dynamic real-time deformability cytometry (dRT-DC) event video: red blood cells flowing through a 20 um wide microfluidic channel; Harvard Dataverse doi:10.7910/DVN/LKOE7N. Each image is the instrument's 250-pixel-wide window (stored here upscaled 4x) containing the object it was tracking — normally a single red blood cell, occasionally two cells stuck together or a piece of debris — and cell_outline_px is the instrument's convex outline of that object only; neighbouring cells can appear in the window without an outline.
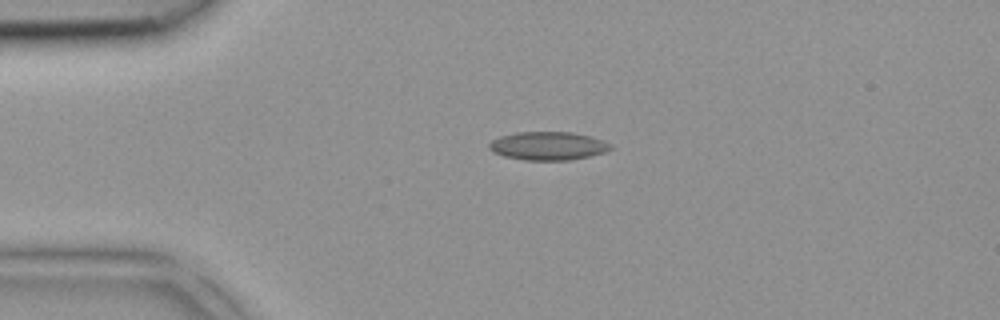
{"species": "common noctule bat (a hibernating species)", "species_latin": "Nyctalus noctula", "temperature_condition": "room temperature", "stored_images_in_passage": 4, "camera_frame_rate_fps": 3000, "um_per_image_px": 0.085, "animal": {"sex": "female", "body_mass_g": 18.4}, "frame": {"image": 1, "passage_image": 2, "time_ms": 0.333, "image_size_px": [1000, 320], "cell_outline_px": [[612, 148], [604, 152], [588, 156], [568, 160], [524, 160], [504, 156], [492, 152], [488, 148], [488, 144], [492, 140], [500, 136], [516, 132], [572, 132], [592, 136], [604, 140], [612, 144]], "centroid_in_image_um": [46.57, 12.39], "position_along_channel_um": 38.4, "area_um2": 20.17}}
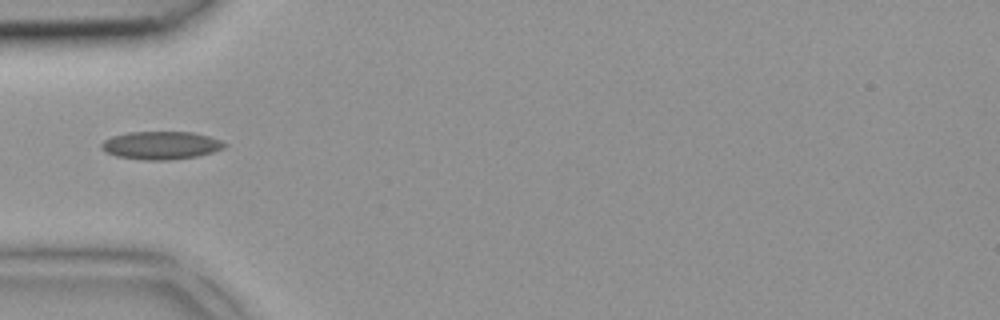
{"frame": {"image": 2, "passage_image": 3, "time_ms": 0.667, "image_size_px": [1000, 320], "cell_outline_px": [[228, 144], [224, 148], [212, 152], [196, 156], [168, 160], [144, 160], [116, 156], [100, 148], [100, 144], [104, 140], [112, 136], [128, 132], [192, 132], [208, 136], [220, 140]], "centroid_in_image_um": [13.67, 12.35], "position_along_channel_um": 71.3, "area_um2": 20.0}}